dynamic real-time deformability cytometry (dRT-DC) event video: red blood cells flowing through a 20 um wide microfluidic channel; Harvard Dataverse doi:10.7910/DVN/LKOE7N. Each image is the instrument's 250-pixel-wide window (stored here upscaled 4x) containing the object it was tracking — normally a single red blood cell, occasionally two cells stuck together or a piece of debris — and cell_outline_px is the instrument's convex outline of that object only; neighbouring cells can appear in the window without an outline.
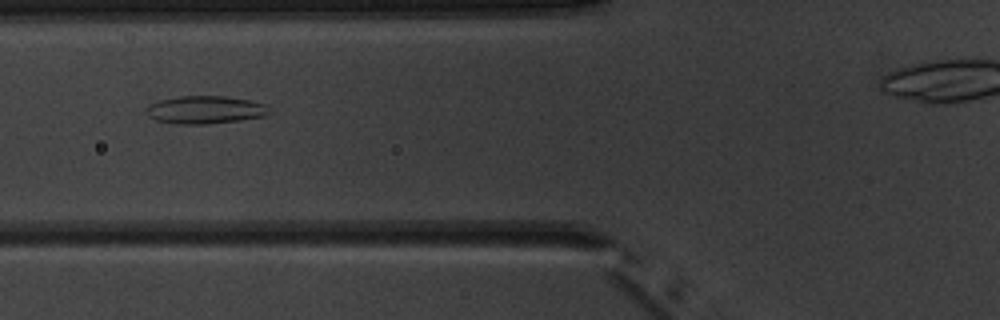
{"species": "common noctule bat (a hibernating species)", "species_latin": "Nyctalus noctula", "temperature_condition": "warm", "stored_images_in_passage": 9, "segment_of_instrument_passage": [1, 2], "camera_frame_rate_fps": 3000, "um_per_image_px": 0.085, "animal": {"sex": "male", "body_mass_g": 20.1, "forearm_length_mm": 53.5}, "frame": {"image": 1, "passage_image": 6, "time_ms": 6.0, "image_size_px": [1000, 320], "cell_outline_px": [[272, 112], [268, 116], [240, 120], [204, 124], [180, 124], [156, 120], [148, 116], [144, 112], [152, 104], [160, 100], [180, 96], [224, 96], [248, 100], [264, 104], [272, 108]], "centroid_in_image_um": [17.5, 9.34], "position_along_channel_um": 108.3, "area_um2": 19.94}}
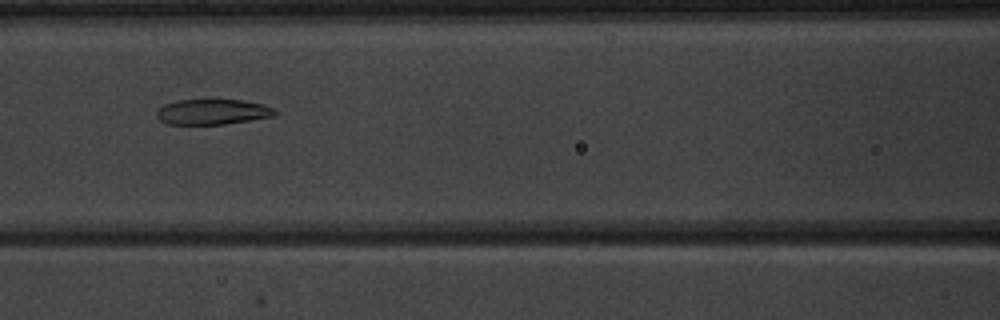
{"frame": {"image": 2, "passage_image": 7, "time_ms": 7.0, "image_size_px": [1000, 320], "cell_outline_px": [[280, 112], [276, 116], [224, 124], [168, 124], [160, 120], [156, 116], [156, 112], [164, 104], [176, 100], [240, 100], [260, 104], [272, 108]], "centroid_in_image_um": [18.07, 9.51], "position_along_channel_um": 148.5, "area_um2": 17.4}}
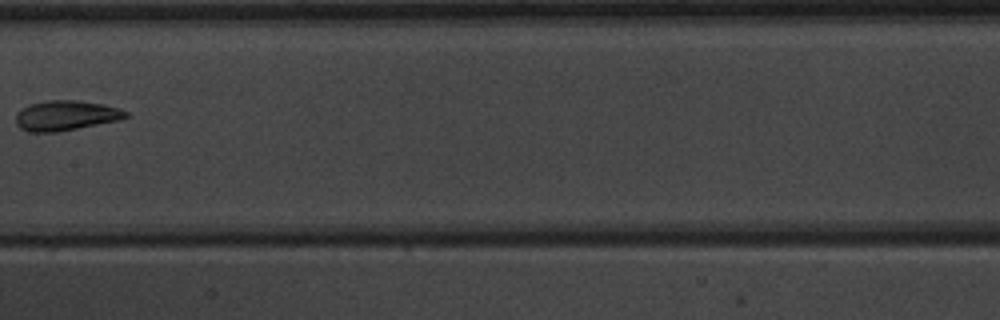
{"frame": {"image": 3, "passage_image": 8, "time_ms": 8.333, "image_size_px": [1000, 320], "cell_outline_px": [[128, 116], [120, 120], [56, 132], [28, 132], [20, 128], [16, 124], [16, 116], [20, 108], [28, 104], [48, 100], [76, 100], [104, 104], [120, 108], [128, 112]], "centroid_in_image_um": [5.58, 9.81], "position_along_channel_um": 201.8, "area_um2": 19.36}}